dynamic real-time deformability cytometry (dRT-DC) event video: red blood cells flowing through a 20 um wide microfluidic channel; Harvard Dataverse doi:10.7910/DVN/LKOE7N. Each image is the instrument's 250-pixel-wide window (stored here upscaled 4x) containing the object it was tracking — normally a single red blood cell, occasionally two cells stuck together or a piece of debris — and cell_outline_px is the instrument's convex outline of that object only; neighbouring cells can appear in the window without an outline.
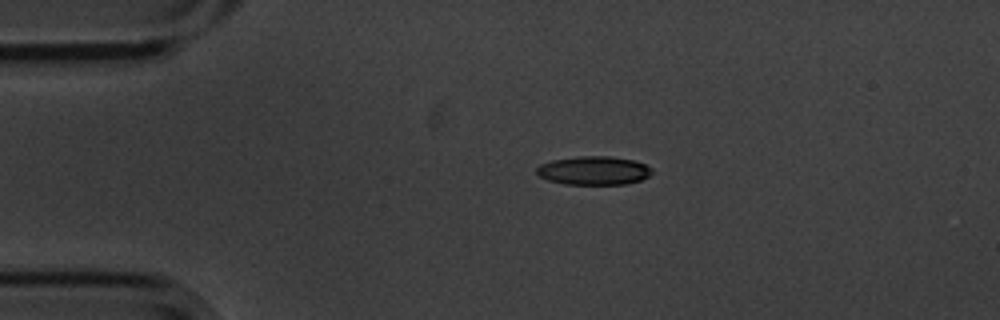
{"species": "common noctule bat (a hibernating species)", "species_latin": "Nyctalus noctula", "temperature_condition": "cold", "stored_images_in_passage": 4, "camera_frame_rate_fps": 3000, "um_per_image_px": 0.085, "animal": {"sex": "male", "body_mass_g": 20.1, "forearm_length_mm": 53.5}, "frame": {"image": 1, "passage_image": 3, "time_ms": 0.667, "image_size_px": [1000, 320], "cell_outline_px": [[652, 172], [648, 176], [640, 180], [624, 184], [564, 184], [548, 180], [540, 176], [536, 172], [536, 168], [540, 164], [552, 160], [580, 156], [608, 156], [632, 160], [644, 164], [652, 168]], "centroid_in_image_um": [50.44, 14.49], "position_along_channel_um": 34.6, "area_um2": 19.07}}